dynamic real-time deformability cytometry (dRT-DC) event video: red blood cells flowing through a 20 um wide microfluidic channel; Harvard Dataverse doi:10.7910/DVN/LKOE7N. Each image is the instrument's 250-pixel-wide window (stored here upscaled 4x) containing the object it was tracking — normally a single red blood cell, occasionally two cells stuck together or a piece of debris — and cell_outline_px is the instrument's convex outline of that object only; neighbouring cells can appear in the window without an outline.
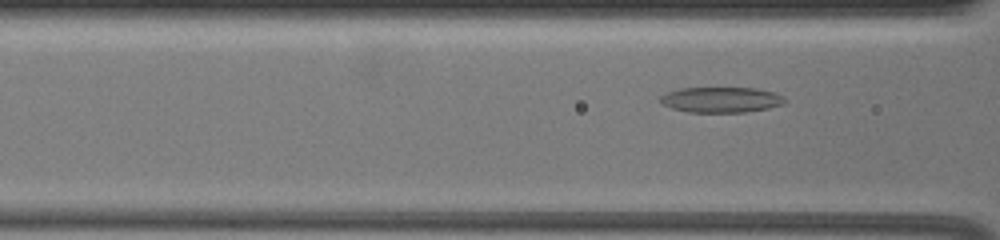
{"species": "common noctule bat (a hibernating species)", "species_latin": "Nyctalus noctula", "temperature_condition": "warm", "stored_images_in_passage": 53, "camera_frame_rate_fps": 3000, "um_per_image_px": 0.085, "animal": {"sex": "female", "body_mass_g": 19.5, "forearm_length_mm": 54.1}, "frame": {"image": 1, "passage_image": 22, "time_ms": 7.0, "image_size_px": [1000, 240], "cell_outline_px": [[784, 104], [768, 108], [744, 112], [688, 112], [672, 108], [664, 104], [660, 100], [660, 96], [668, 92], [680, 88], [756, 88], [772, 92], [784, 96]], "centroid_in_image_um": [61.3, 8.47], "position_along_channel_um": 105.3, "area_um2": 18.32}}
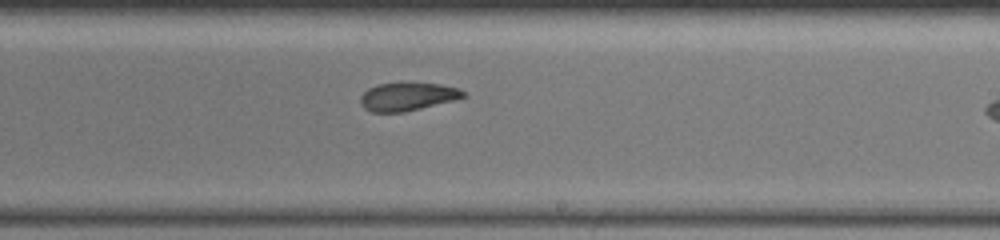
{"frame": {"image": 2, "passage_image": 35, "time_ms": 11.333, "image_size_px": [1000, 240], "cell_outline_px": [[468, 96], [404, 112], [372, 112], [364, 108], [360, 104], [360, 96], [368, 88], [376, 84], [440, 84], [460, 88]], "centroid_in_image_um": [34.61, 8.22], "position_along_channel_um": 254.4, "area_um2": 16.53}}
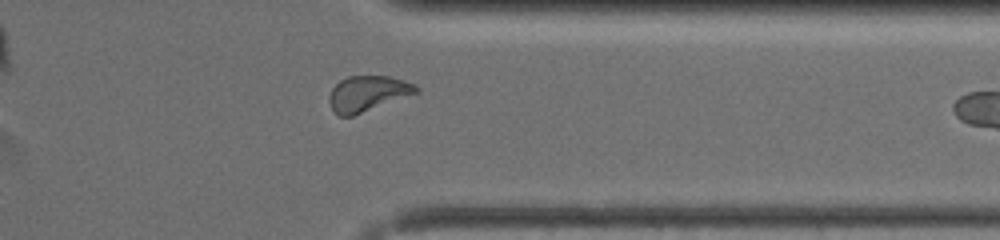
{"frame": {"image": 3, "passage_image": 46, "time_ms": 15.0, "image_size_px": [1000, 240], "cell_outline_px": [[420, 92], [352, 116], [340, 116], [332, 108], [328, 100], [328, 96], [332, 88], [340, 80], [348, 76], [388, 76], [404, 80], [416, 84], [420, 88]], "centroid_in_image_um": [31.28, 7.94], "position_along_channel_um": 380.1, "area_um2": 18.03}, "authors_computed_cell_mechanics": {"area_um2": 18.4382, "velocity_mm_per_s": 3.4428, "shape_relaxation_time_tau1_ms": 8.6676, "shape_relaxation_time_tau2_ms": 2.4073, "deformation_change_tau1": 0.1792, "deformation_change_tau2": 0.0869}}